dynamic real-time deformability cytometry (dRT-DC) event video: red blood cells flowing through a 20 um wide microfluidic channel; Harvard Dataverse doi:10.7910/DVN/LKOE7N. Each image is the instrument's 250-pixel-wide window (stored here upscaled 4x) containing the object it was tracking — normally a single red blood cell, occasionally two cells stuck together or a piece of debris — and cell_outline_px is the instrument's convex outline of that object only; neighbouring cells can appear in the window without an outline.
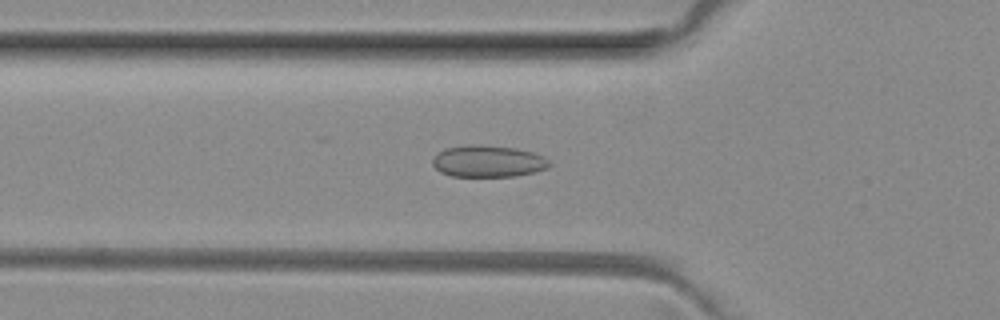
{"species": "common noctule bat (a hibernating species)", "species_latin": "Nyctalus noctula", "temperature_condition": "room temperature", "stored_images_in_passage": 50, "camera_frame_rate_fps": 3000, "um_per_image_px": 0.085, "animal": {"sex": "female", "body_mass_g": 29.2, "forearm_length_mm": 56.3}, "frame": {"image": 1, "passage_image": 17, "time_ms": 5.333, "image_size_px": [1000, 320], "cell_outline_px": [[552, 164], [548, 168], [536, 172], [516, 176], [452, 176], [440, 172], [432, 164], [432, 160], [444, 148], [468, 144], [480, 144], [516, 148], [532, 152], [544, 156]], "centroid_in_image_um": [41.51, 13.7], "position_along_channel_um": 84.3, "area_um2": 21.79}}
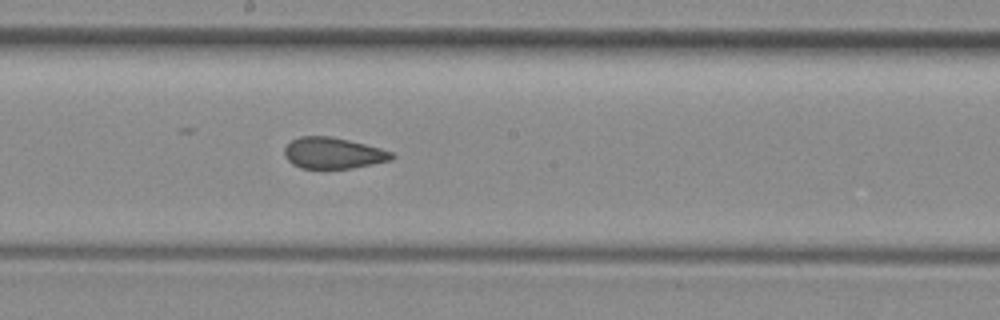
{"frame": {"image": 2, "passage_image": 27, "time_ms": 8.667, "image_size_px": [1000, 320], "cell_outline_px": [[396, 156], [392, 160], [352, 168], [300, 168], [292, 164], [288, 160], [284, 152], [284, 148], [292, 140], [300, 136], [332, 136], [380, 148], [392, 152]], "centroid_in_image_um": [28.32, 13.01], "position_along_channel_um": 219.9, "area_um2": 19.42}}
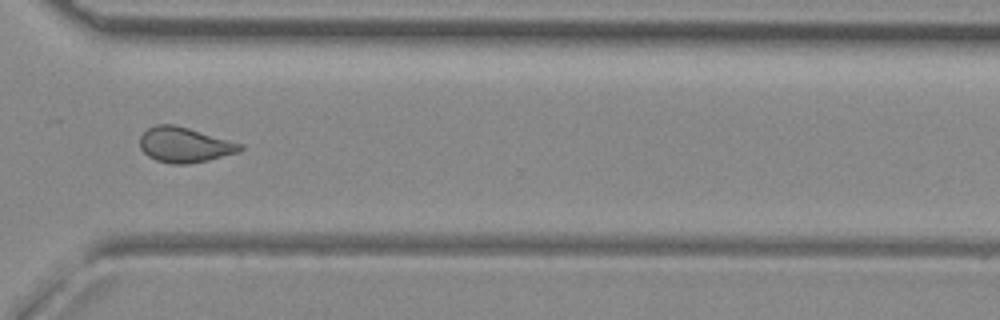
{"frame": {"image": 3, "passage_image": 37, "time_ms": 12.0, "image_size_px": [1000, 320], "cell_outline_px": [[244, 148], [240, 152], [208, 160], [188, 164], [172, 164], [156, 160], [148, 156], [140, 148], [140, 136], [148, 128], [156, 124], [176, 124], [244, 144]], "centroid_in_image_um": [15.71, 12.3], "position_along_channel_um": 354.9, "area_um2": 20.75}, "authors_computed_cell_mechanics": {"area_um2": 20.808, "velocity_mm_per_s": 4.0439, "shape_relaxation_time_tau1_ms": null, "shape_relaxation_time_tau2_ms": 1.226, "deformation_change_tau1": null, "deformation_change_tau2": 0.0793}}